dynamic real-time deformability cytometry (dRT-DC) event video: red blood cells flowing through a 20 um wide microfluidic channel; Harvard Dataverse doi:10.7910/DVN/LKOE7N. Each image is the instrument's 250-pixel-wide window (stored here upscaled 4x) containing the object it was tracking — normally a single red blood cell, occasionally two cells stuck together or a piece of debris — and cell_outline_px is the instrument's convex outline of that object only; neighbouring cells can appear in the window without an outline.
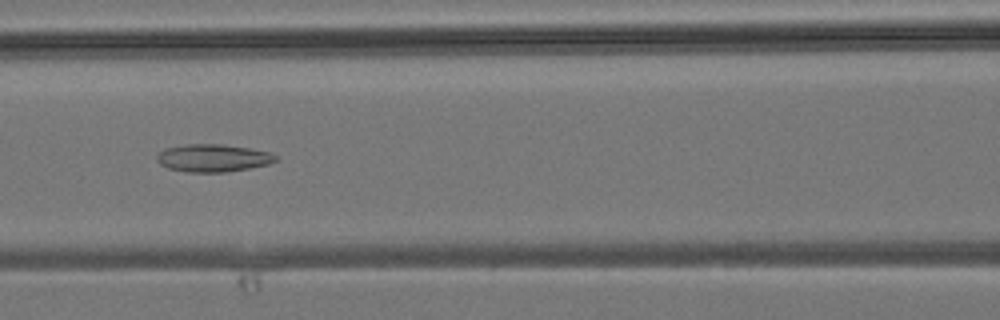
{"species": "common noctule bat (a hibernating species)", "species_latin": "Nyctalus noctula", "temperature_condition": "room temperature", "stored_images_in_passage": 30, "camera_frame_rate_fps": 3000, "um_per_image_px": 0.085, "animal": {"sex": "male", "body_mass_g": 19.2, "forearm_length_mm": 51.8}, "frame": {"image": 1, "passage_image": 6, "time_ms": 1.667, "image_size_px": [1000, 320], "cell_outline_px": [[276, 160], [268, 164], [248, 168], [224, 172], [188, 172], [168, 168], [160, 164], [156, 160], [156, 156], [164, 148], [188, 144], [224, 144], [248, 148], [268, 152], [276, 156]], "centroid_in_image_um": [18.05, 13.42], "position_along_channel_um": 148.5, "area_um2": 18.96}}
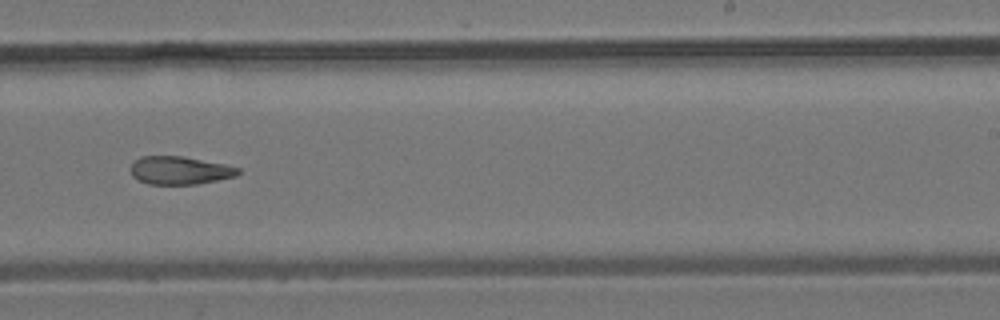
{"frame": {"image": 2, "passage_image": 14, "time_ms": 4.333, "image_size_px": [1000, 320], "cell_outline_px": [[240, 172], [236, 176], [196, 184], [148, 184], [132, 176], [132, 164], [140, 156], [184, 156], [224, 164], [240, 168]], "centroid_in_image_um": [15.3, 14.48], "position_along_channel_um": 273.7, "area_um2": 17.4}}
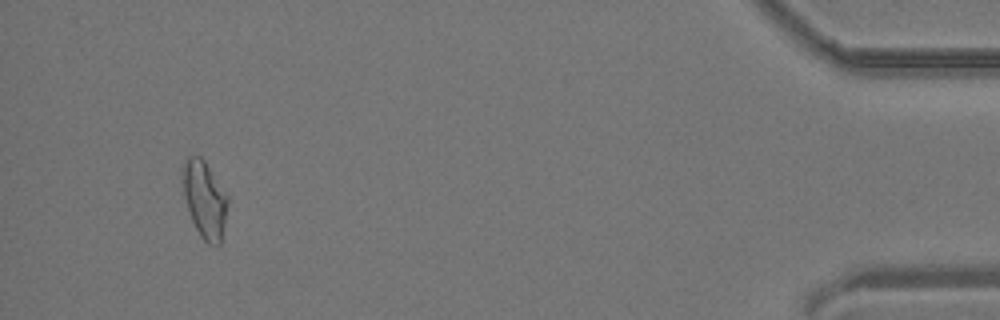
{"frame": {"image": 3, "passage_image": 28, "time_ms": 9.0, "image_size_px": [1000, 320], "cell_outline_px": [[228, 200], [220, 244], [208, 244], [200, 236], [192, 220], [184, 196], [180, 172], [184, 160], [188, 156], [200, 156], [204, 160], [228, 196]], "centroid_in_image_um": [17.35, 16.9], "position_along_channel_um": 417.8, "area_um2": 20.06}}